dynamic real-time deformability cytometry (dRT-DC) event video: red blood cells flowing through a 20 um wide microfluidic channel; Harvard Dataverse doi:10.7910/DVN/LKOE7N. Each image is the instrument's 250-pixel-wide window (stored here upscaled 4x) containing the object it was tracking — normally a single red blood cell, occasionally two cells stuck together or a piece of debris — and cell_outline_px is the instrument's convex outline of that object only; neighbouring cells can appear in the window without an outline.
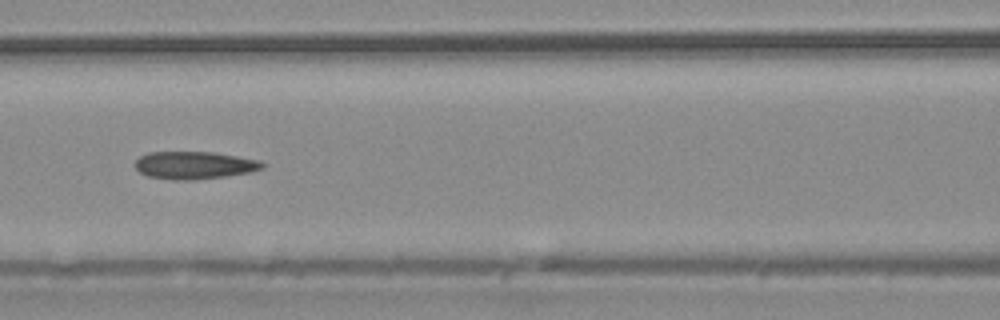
{"species": "common noctule bat (a hibernating species)", "species_latin": "Nyctalus noctula", "temperature_condition": "warm", "stored_images_in_passage": 5, "camera_frame_rate_fps": 3000, "um_per_image_px": 0.085, "animal": {"sex": "male", "body_mass_g": 20.4}, "frame": {"image": 1, "passage_image": 3, "time_ms": 0.667, "image_size_px": [1000, 320], "cell_outline_px": [[268, 164], [264, 168], [248, 172], [224, 176], [192, 180], [172, 180], [148, 176], [140, 172], [136, 168], [136, 160], [140, 156], [148, 152], [212, 152], [260, 160]], "centroid_in_image_um": [16.53, 14.04], "position_along_channel_um": 150.1, "area_um2": 20.4}}
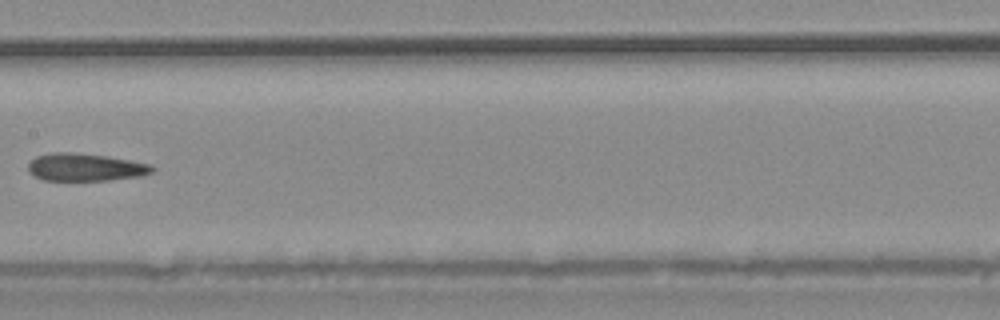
{"frame": {"image": 2, "passage_image": 4, "time_ms": 1.0, "image_size_px": [1000, 320], "cell_outline_px": [[156, 168], [152, 172], [140, 176], [108, 180], [44, 180], [28, 172], [28, 164], [36, 156], [52, 152], [72, 152], [104, 156], [152, 164]], "centroid_in_image_um": [7.25, 14.21], "position_along_channel_um": 200.2, "area_um2": 19.83}}
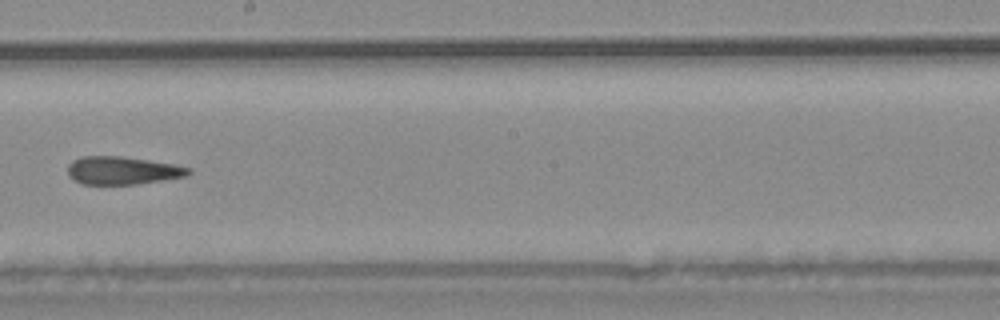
{"frame": {"image": 3, "passage_image": 5, "time_ms": 1.333, "image_size_px": [1000, 320], "cell_outline_px": [[192, 172], [188, 176], [136, 184], [84, 184], [68, 176], [68, 164], [72, 160], [80, 156], [124, 156], [172, 164], [192, 168]], "centroid_in_image_um": [10.41, 14.48], "position_along_channel_um": 237.8, "area_um2": 19.71}}